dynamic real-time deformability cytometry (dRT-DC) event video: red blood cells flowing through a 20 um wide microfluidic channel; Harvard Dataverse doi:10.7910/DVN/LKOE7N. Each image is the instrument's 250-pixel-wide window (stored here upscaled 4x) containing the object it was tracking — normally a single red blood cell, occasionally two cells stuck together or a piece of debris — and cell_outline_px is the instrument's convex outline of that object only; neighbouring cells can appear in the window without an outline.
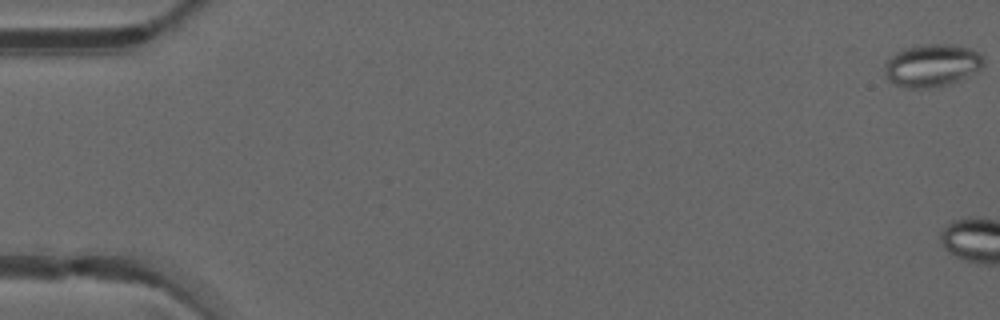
{"species": "common noctule bat (a hibernating species)", "species_latin": "Nyctalus noctula", "temperature_condition": "warm", "stored_images_in_passage": 5, "camera_frame_rate_fps": 3000, "um_per_image_px": 0.085, "animal": {"sex": "male", "forearm_length_mm": 52.5}, "frame": {"image": 1, "passage_image": 1, "time_ms": 0.0, "image_size_px": [1000, 320], "cell_outline_px": [[984, 64], [980, 68], [960, 80], [948, 84], [928, 88], [904, 88], [888, 80], [884, 72], [884, 64], [896, 52], [904, 48], [924, 44], [952, 44], [968, 48], [976, 52], [984, 60]], "centroid_in_image_um": [79.17, 5.56], "position_along_channel_um": 5.8, "area_um2": 24.39}}